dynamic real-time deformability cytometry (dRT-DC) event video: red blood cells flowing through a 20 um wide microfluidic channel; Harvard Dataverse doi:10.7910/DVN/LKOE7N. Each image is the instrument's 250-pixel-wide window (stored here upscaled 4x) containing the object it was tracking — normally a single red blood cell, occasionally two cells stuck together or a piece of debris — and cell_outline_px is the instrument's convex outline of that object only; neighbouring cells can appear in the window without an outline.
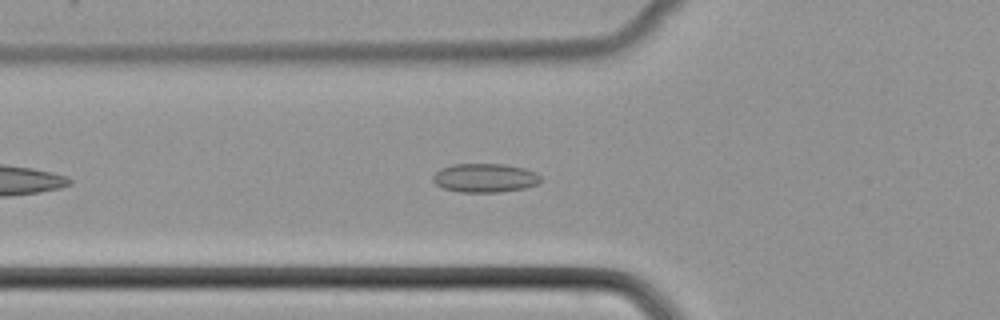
{"species": "common noctule bat (a hibernating species)", "species_latin": "Nyctalus noctula", "temperature_condition": "cold", "stored_images_in_passage": 40, "camera_frame_rate_fps": 3000, "um_per_image_px": 0.085, "animal": {"sex": "female", "body_mass_g": 22.7, "forearm_length_mm": 54.2}, "frame": {"image": 1, "passage_image": 7, "time_ms": 2.0, "image_size_px": [1000, 320], "cell_outline_px": [[540, 180], [536, 184], [524, 188], [500, 192], [460, 192], [444, 188], [436, 184], [432, 180], [432, 176], [440, 168], [452, 164], [504, 164], [524, 168], [536, 172], [540, 176]], "centroid_in_image_um": [41.19, 15.11], "position_along_channel_um": 84.6, "area_um2": 18.09}}
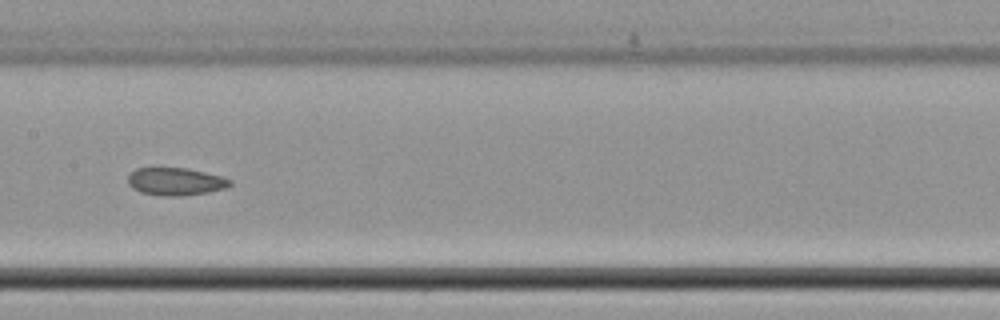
{"frame": {"image": 2, "passage_image": 15, "time_ms": 4.667, "image_size_px": [1000, 320], "cell_outline_px": [[232, 184], [228, 188], [208, 192], [180, 196], [164, 196], [140, 192], [132, 188], [128, 184], [128, 176], [136, 168], [188, 168], [224, 176], [232, 180]], "centroid_in_image_um": [14.97, 15.43], "position_along_channel_um": 192.4, "area_um2": 16.65}}
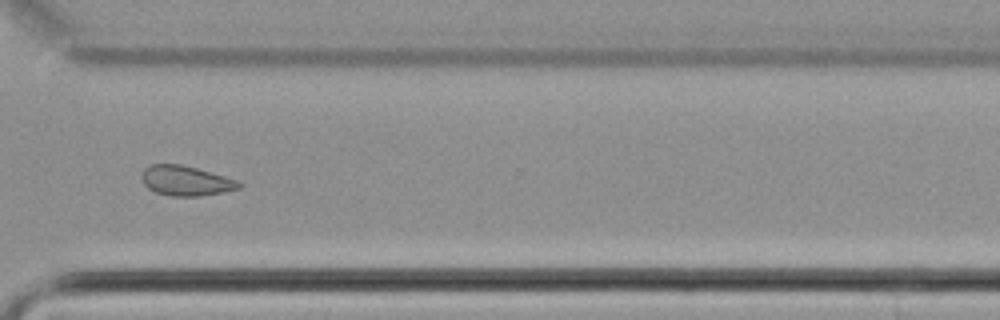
{"frame": {"image": 3, "passage_image": 27, "time_ms": 8.667, "image_size_px": [1000, 320], "cell_outline_px": [[244, 184], [240, 188], [224, 192], [200, 196], [172, 196], [156, 192], [148, 188], [144, 184], [140, 176], [144, 168], [148, 164], [180, 164], [196, 168], [240, 180]], "centroid_in_image_um": [15.82, 15.36], "position_along_channel_um": 354.8, "area_um2": 17.17}}